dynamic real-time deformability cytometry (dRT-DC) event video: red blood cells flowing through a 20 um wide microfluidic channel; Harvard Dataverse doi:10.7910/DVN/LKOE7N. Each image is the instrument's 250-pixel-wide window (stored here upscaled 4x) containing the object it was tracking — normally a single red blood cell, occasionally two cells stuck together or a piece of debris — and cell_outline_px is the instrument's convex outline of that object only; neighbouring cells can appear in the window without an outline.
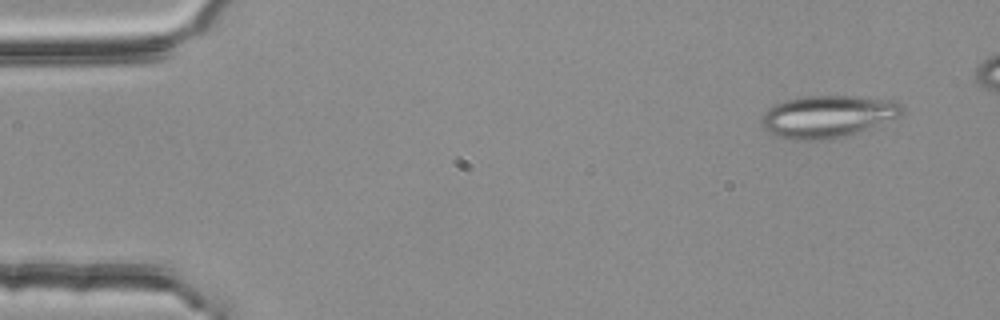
{"species": "common noctule bat (a hibernating species)", "species_latin": "Nyctalus noctula", "temperature_condition": "room temperature", "stored_images_in_passage": 5, "camera_frame_rate_fps": 3000, "um_per_image_px": 0.085, "animal": {"sex": "female", "body_mass_g": 25.1}, "frame": {"image": 1, "passage_image": 1, "time_ms": 0.0, "image_size_px": [1000, 320], "cell_outline_px": [[904, 112], [900, 116], [856, 132], [844, 136], [828, 140], [796, 140], [772, 136], [764, 128], [760, 120], [764, 112], [772, 104], [784, 100], [804, 96], [856, 96], [896, 100], [904, 108]], "centroid_in_image_um": [70.3, 9.89], "position_along_channel_um": 14.7, "area_um2": 34.8}}